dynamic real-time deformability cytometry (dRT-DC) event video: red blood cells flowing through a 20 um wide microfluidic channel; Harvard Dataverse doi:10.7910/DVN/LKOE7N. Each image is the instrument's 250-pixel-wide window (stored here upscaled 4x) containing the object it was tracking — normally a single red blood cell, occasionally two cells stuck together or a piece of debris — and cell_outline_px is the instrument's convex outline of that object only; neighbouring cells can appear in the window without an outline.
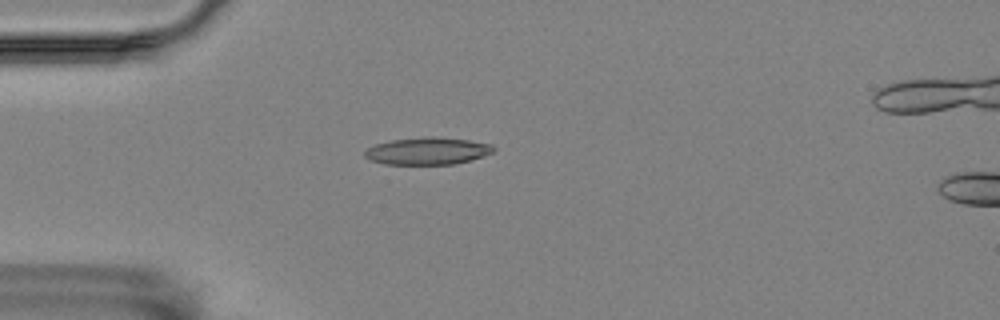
{"species": "Egyptian fruit bat (a non-hibernating species)", "species_latin": "Rousettus aegyptiacus", "temperature_condition": "room temperature", "stored_images_in_passage": 57, "camera_frame_rate_fps": 3000, "um_per_image_px": 0.085, "animal": {"sex": "female"}, "frame": {"image": 1, "passage_image": 16, "time_ms": 5.0, "image_size_px": [1000, 320], "cell_outline_px": [[496, 148], [492, 152], [468, 160], [452, 164], [384, 164], [368, 160], [364, 156], [364, 152], [368, 148], [376, 144], [392, 140], [432, 136], [468, 140], [492, 144]], "centroid_in_image_um": [36.3, 12.83], "position_along_channel_um": 48.7, "area_um2": 20.17}}
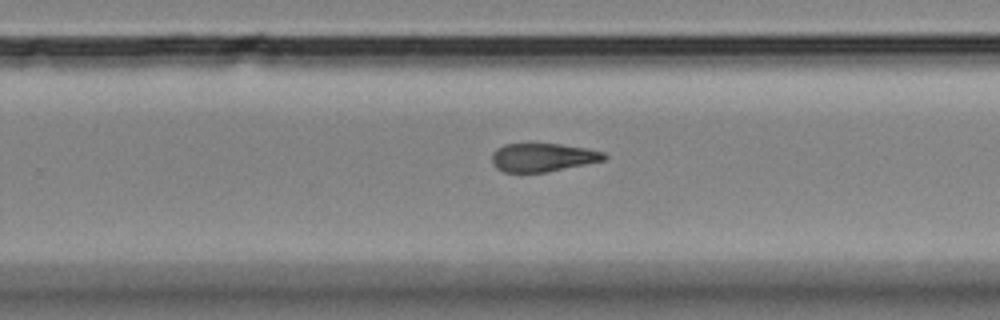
{"frame": {"image": 2, "passage_image": 37, "time_ms": 12.0, "image_size_px": [1000, 320], "cell_outline_px": [[608, 156], [604, 160], [544, 172], [504, 172], [496, 168], [492, 164], [492, 152], [496, 148], [504, 144], [528, 140], [560, 144], [584, 148], [604, 152]], "centroid_in_image_um": [46.04, 13.32], "position_along_channel_um": 283.8, "area_um2": 19.19}}
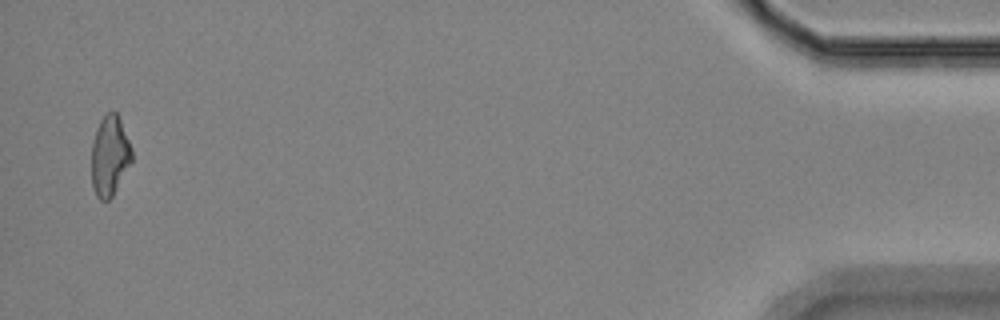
{"frame": {"image": 3, "passage_image": 56, "time_ms": 18.333, "image_size_px": [1000, 320], "cell_outline_px": [[132, 160], [112, 196], [108, 200], [100, 200], [96, 196], [92, 184], [92, 144], [96, 128], [100, 120], [108, 112], [116, 112], [120, 120], [132, 148]], "centroid_in_image_um": [9.32, 13.24], "position_along_channel_um": 425.9, "area_um2": 18.55}, "authors_computed_cell_mechanics": {"area_um2": 19.5364, "velocity_mm_per_s": 3.5431, "shape_relaxation_time_tau1_ms": 5.4484, "shape_relaxation_time_tau2_ms": 3.4743, "deformation_change_tau1": 0.1527, "deformation_change_tau2": 0.126}}